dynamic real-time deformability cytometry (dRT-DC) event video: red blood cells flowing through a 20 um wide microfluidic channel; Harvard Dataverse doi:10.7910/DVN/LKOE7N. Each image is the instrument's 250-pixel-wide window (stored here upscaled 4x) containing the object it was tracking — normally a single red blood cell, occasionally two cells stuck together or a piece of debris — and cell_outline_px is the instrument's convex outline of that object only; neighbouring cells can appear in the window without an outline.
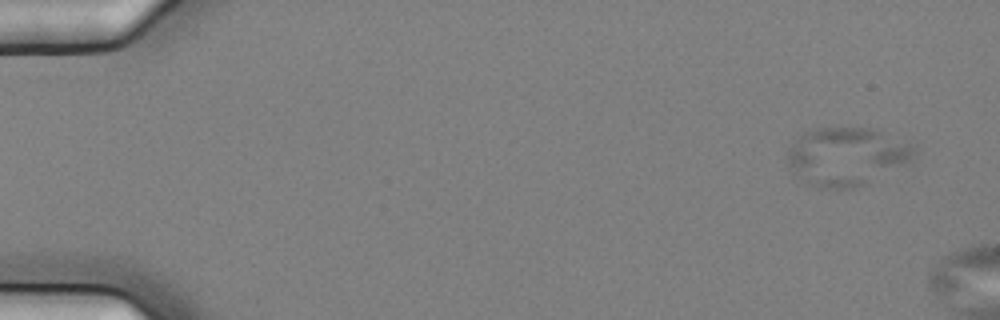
{"species": "common noctule bat (a hibernating species)", "species_latin": "Nyctalus noctula", "temperature_condition": "cold", "stored_images_in_passage": 4, "camera_frame_rate_fps": 3000, "um_per_image_px": 0.085, "animal": {"sex": "female", "body_mass_g": 25.1}, "frame": {"image": 1, "passage_image": 2, "time_ms": 0.333, "image_size_px": [1000, 320], "cell_outline_px": [[916, 152], [912, 160], [908, 164], [864, 184], [852, 188], [816, 188], [796, 176], [788, 168], [784, 152], [804, 132], [816, 128], [872, 128], [912, 144], [916, 148]], "centroid_in_image_um": [71.93, 13.3], "position_along_channel_um": 13.1, "area_um2": 43.29}}